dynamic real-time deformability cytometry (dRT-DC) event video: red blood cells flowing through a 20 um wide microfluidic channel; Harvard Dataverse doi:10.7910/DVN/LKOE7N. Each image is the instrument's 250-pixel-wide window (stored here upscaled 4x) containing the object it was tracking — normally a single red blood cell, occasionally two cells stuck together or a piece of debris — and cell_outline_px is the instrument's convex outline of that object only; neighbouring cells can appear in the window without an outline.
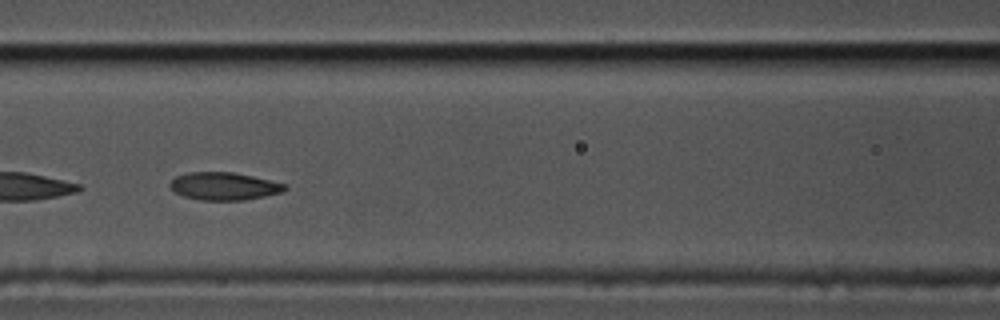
{"species": "common noctule bat (a hibernating species)", "species_latin": "Nyctalus noctula", "temperature_condition": "cold", "stored_images_in_passage": 52, "segment_of_instrument_passage": [2, 2], "camera_frame_rate_fps": 3000, "um_per_image_px": 0.085, "animal": {"sex": "male", "body_mass_g": 17.5, "forearm_length_mm": 52.3}, "frame": {"image": 1, "passage_image": 22, "time_ms": 7.0, "image_size_px": [1000, 320], "cell_outline_px": [[288, 188], [284, 192], [244, 200], [200, 200], [184, 196], [176, 192], [168, 184], [176, 176], [188, 172], [232, 172], [252, 176], [288, 184]], "centroid_in_image_um": [19.08, 15.82], "position_along_channel_um": 147.5, "area_um2": 18.55}}
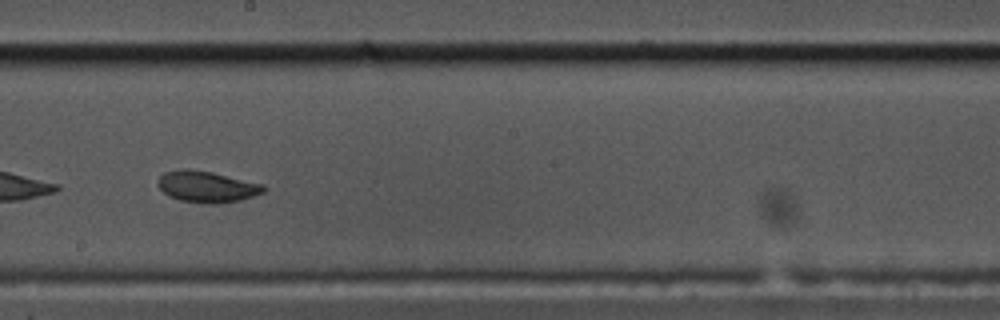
{"frame": {"image": 2, "passage_image": 29, "time_ms": 9.333, "image_size_px": [1000, 320], "cell_outline_px": [[268, 188], [264, 192], [240, 200], [216, 204], [204, 204], [180, 200], [168, 196], [156, 184], [156, 180], [164, 172], [184, 168], [188, 168], [212, 172], [264, 184]], "centroid_in_image_um": [17.57, 15.86], "position_along_channel_um": 230.6, "area_um2": 19.54}}